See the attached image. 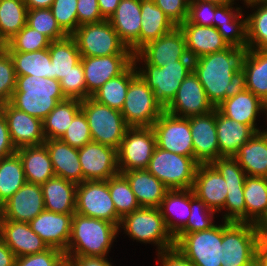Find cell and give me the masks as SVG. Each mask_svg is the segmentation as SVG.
Here are the masks:
<instances>
[{
	"label": "cell",
	"mask_w": 267,
	"mask_h": 266,
	"mask_svg": "<svg viewBox=\"0 0 267 266\" xmlns=\"http://www.w3.org/2000/svg\"><path fill=\"white\" fill-rule=\"evenodd\" d=\"M244 52L229 46L193 60V72L215 108L246 89L245 72L241 67Z\"/></svg>",
	"instance_id": "6da1fadb"
},
{
	"label": "cell",
	"mask_w": 267,
	"mask_h": 266,
	"mask_svg": "<svg viewBox=\"0 0 267 266\" xmlns=\"http://www.w3.org/2000/svg\"><path fill=\"white\" fill-rule=\"evenodd\" d=\"M118 230L109 221L74 213L65 256L105 257Z\"/></svg>",
	"instance_id": "7a4b0ae2"
},
{
	"label": "cell",
	"mask_w": 267,
	"mask_h": 266,
	"mask_svg": "<svg viewBox=\"0 0 267 266\" xmlns=\"http://www.w3.org/2000/svg\"><path fill=\"white\" fill-rule=\"evenodd\" d=\"M65 99L60 81L24 75L16 76V88L10 103L15 108L43 121L55 106Z\"/></svg>",
	"instance_id": "3957f363"
},
{
	"label": "cell",
	"mask_w": 267,
	"mask_h": 266,
	"mask_svg": "<svg viewBox=\"0 0 267 266\" xmlns=\"http://www.w3.org/2000/svg\"><path fill=\"white\" fill-rule=\"evenodd\" d=\"M263 238L261 226L224 220L221 266H256L257 250Z\"/></svg>",
	"instance_id": "277c9868"
},
{
	"label": "cell",
	"mask_w": 267,
	"mask_h": 266,
	"mask_svg": "<svg viewBox=\"0 0 267 266\" xmlns=\"http://www.w3.org/2000/svg\"><path fill=\"white\" fill-rule=\"evenodd\" d=\"M143 60L145 69L138 74L154 92L158 102L165 109L174 99L181 83L193 71V59H181L174 63L157 67L149 64L138 52L133 54V62Z\"/></svg>",
	"instance_id": "5b68a950"
},
{
	"label": "cell",
	"mask_w": 267,
	"mask_h": 266,
	"mask_svg": "<svg viewBox=\"0 0 267 266\" xmlns=\"http://www.w3.org/2000/svg\"><path fill=\"white\" fill-rule=\"evenodd\" d=\"M81 110L87 118L92 141L118 150L129 128L121 111L101 104L92 97L81 101Z\"/></svg>",
	"instance_id": "8992f818"
},
{
	"label": "cell",
	"mask_w": 267,
	"mask_h": 266,
	"mask_svg": "<svg viewBox=\"0 0 267 266\" xmlns=\"http://www.w3.org/2000/svg\"><path fill=\"white\" fill-rule=\"evenodd\" d=\"M71 36L76 41L81 57L133 55L109 20L82 24Z\"/></svg>",
	"instance_id": "52a82bcc"
},
{
	"label": "cell",
	"mask_w": 267,
	"mask_h": 266,
	"mask_svg": "<svg viewBox=\"0 0 267 266\" xmlns=\"http://www.w3.org/2000/svg\"><path fill=\"white\" fill-rule=\"evenodd\" d=\"M127 235L144 243L154 242L158 252L175 247V240L168 231L159 208L141 207L121 218Z\"/></svg>",
	"instance_id": "ba28073f"
},
{
	"label": "cell",
	"mask_w": 267,
	"mask_h": 266,
	"mask_svg": "<svg viewBox=\"0 0 267 266\" xmlns=\"http://www.w3.org/2000/svg\"><path fill=\"white\" fill-rule=\"evenodd\" d=\"M175 247L195 266H221L222 225L192 233H177Z\"/></svg>",
	"instance_id": "9c48e42d"
},
{
	"label": "cell",
	"mask_w": 267,
	"mask_h": 266,
	"mask_svg": "<svg viewBox=\"0 0 267 266\" xmlns=\"http://www.w3.org/2000/svg\"><path fill=\"white\" fill-rule=\"evenodd\" d=\"M198 163L156 147L146 170L169 189H192Z\"/></svg>",
	"instance_id": "30bf717a"
},
{
	"label": "cell",
	"mask_w": 267,
	"mask_h": 266,
	"mask_svg": "<svg viewBox=\"0 0 267 266\" xmlns=\"http://www.w3.org/2000/svg\"><path fill=\"white\" fill-rule=\"evenodd\" d=\"M165 111L154 92L138 74L129 84L121 113L129 127H152Z\"/></svg>",
	"instance_id": "8fae6325"
},
{
	"label": "cell",
	"mask_w": 267,
	"mask_h": 266,
	"mask_svg": "<svg viewBox=\"0 0 267 266\" xmlns=\"http://www.w3.org/2000/svg\"><path fill=\"white\" fill-rule=\"evenodd\" d=\"M75 213L109 221L119 227L121 217L116 213L106 181H83L77 184Z\"/></svg>",
	"instance_id": "7c38bea8"
},
{
	"label": "cell",
	"mask_w": 267,
	"mask_h": 266,
	"mask_svg": "<svg viewBox=\"0 0 267 266\" xmlns=\"http://www.w3.org/2000/svg\"><path fill=\"white\" fill-rule=\"evenodd\" d=\"M156 147L152 127H129L117 150L119 171L146 169Z\"/></svg>",
	"instance_id": "4fadbf2b"
},
{
	"label": "cell",
	"mask_w": 267,
	"mask_h": 266,
	"mask_svg": "<svg viewBox=\"0 0 267 266\" xmlns=\"http://www.w3.org/2000/svg\"><path fill=\"white\" fill-rule=\"evenodd\" d=\"M152 129L155 133L157 147L194 159L188 118L178 117L164 111L154 122Z\"/></svg>",
	"instance_id": "5bb4252c"
},
{
	"label": "cell",
	"mask_w": 267,
	"mask_h": 266,
	"mask_svg": "<svg viewBox=\"0 0 267 266\" xmlns=\"http://www.w3.org/2000/svg\"><path fill=\"white\" fill-rule=\"evenodd\" d=\"M83 181H106L120 173L117 150L91 141L78 149Z\"/></svg>",
	"instance_id": "9a60e30c"
},
{
	"label": "cell",
	"mask_w": 267,
	"mask_h": 266,
	"mask_svg": "<svg viewBox=\"0 0 267 266\" xmlns=\"http://www.w3.org/2000/svg\"><path fill=\"white\" fill-rule=\"evenodd\" d=\"M215 109L197 75L191 71L181 83L174 99L165 108V111L178 117L188 118L204 115Z\"/></svg>",
	"instance_id": "2e32d148"
},
{
	"label": "cell",
	"mask_w": 267,
	"mask_h": 266,
	"mask_svg": "<svg viewBox=\"0 0 267 266\" xmlns=\"http://www.w3.org/2000/svg\"><path fill=\"white\" fill-rule=\"evenodd\" d=\"M16 149L44 144L43 121L15 108L10 102L0 105Z\"/></svg>",
	"instance_id": "e0dca14e"
},
{
	"label": "cell",
	"mask_w": 267,
	"mask_h": 266,
	"mask_svg": "<svg viewBox=\"0 0 267 266\" xmlns=\"http://www.w3.org/2000/svg\"><path fill=\"white\" fill-rule=\"evenodd\" d=\"M194 148V160L198 164H211L220 158L216 129V109L188 117Z\"/></svg>",
	"instance_id": "ac0fdd59"
},
{
	"label": "cell",
	"mask_w": 267,
	"mask_h": 266,
	"mask_svg": "<svg viewBox=\"0 0 267 266\" xmlns=\"http://www.w3.org/2000/svg\"><path fill=\"white\" fill-rule=\"evenodd\" d=\"M1 220L29 223L45 210L41 185L26 182L2 206Z\"/></svg>",
	"instance_id": "d6986e66"
},
{
	"label": "cell",
	"mask_w": 267,
	"mask_h": 266,
	"mask_svg": "<svg viewBox=\"0 0 267 266\" xmlns=\"http://www.w3.org/2000/svg\"><path fill=\"white\" fill-rule=\"evenodd\" d=\"M138 53L157 67L174 63L181 59H192L187 52L185 36L179 26L174 27L162 37L143 46Z\"/></svg>",
	"instance_id": "ffe728a7"
},
{
	"label": "cell",
	"mask_w": 267,
	"mask_h": 266,
	"mask_svg": "<svg viewBox=\"0 0 267 266\" xmlns=\"http://www.w3.org/2000/svg\"><path fill=\"white\" fill-rule=\"evenodd\" d=\"M87 93L92 96L105 82L120 75L132 62L133 55L81 57Z\"/></svg>",
	"instance_id": "44dd1931"
},
{
	"label": "cell",
	"mask_w": 267,
	"mask_h": 266,
	"mask_svg": "<svg viewBox=\"0 0 267 266\" xmlns=\"http://www.w3.org/2000/svg\"><path fill=\"white\" fill-rule=\"evenodd\" d=\"M73 215L44 210L29 224L49 248H56L65 253L70 239Z\"/></svg>",
	"instance_id": "7402d4cb"
},
{
	"label": "cell",
	"mask_w": 267,
	"mask_h": 266,
	"mask_svg": "<svg viewBox=\"0 0 267 266\" xmlns=\"http://www.w3.org/2000/svg\"><path fill=\"white\" fill-rule=\"evenodd\" d=\"M0 239L11 249L16 258L42 253L49 249L26 222L0 220Z\"/></svg>",
	"instance_id": "603a6c76"
},
{
	"label": "cell",
	"mask_w": 267,
	"mask_h": 266,
	"mask_svg": "<svg viewBox=\"0 0 267 266\" xmlns=\"http://www.w3.org/2000/svg\"><path fill=\"white\" fill-rule=\"evenodd\" d=\"M194 195L217 212L224 209L227 184L211 164H198L192 186Z\"/></svg>",
	"instance_id": "cb8c5ba5"
},
{
	"label": "cell",
	"mask_w": 267,
	"mask_h": 266,
	"mask_svg": "<svg viewBox=\"0 0 267 266\" xmlns=\"http://www.w3.org/2000/svg\"><path fill=\"white\" fill-rule=\"evenodd\" d=\"M108 20L131 52L137 53L140 50L141 0H120Z\"/></svg>",
	"instance_id": "d4e9b609"
},
{
	"label": "cell",
	"mask_w": 267,
	"mask_h": 266,
	"mask_svg": "<svg viewBox=\"0 0 267 266\" xmlns=\"http://www.w3.org/2000/svg\"><path fill=\"white\" fill-rule=\"evenodd\" d=\"M179 27L185 36L188 55L193 60L229 47L214 26H201L185 20Z\"/></svg>",
	"instance_id": "484cf974"
},
{
	"label": "cell",
	"mask_w": 267,
	"mask_h": 266,
	"mask_svg": "<svg viewBox=\"0 0 267 266\" xmlns=\"http://www.w3.org/2000/svg\"><path fill=\"white\" fill-rule=\"evenodd\" d=\"M232 4L234 3L218 4L216 6L213 26L229 46L246 50L248 44L247 18L240 19L242 17V11L239 7L234 9L237 11L234 14Z\"/></svg>",
	"instance_id": "4316f807"
},
{
	"label": "cell",
	"mask_w": 267,
	"mask_h": 266,
	"mask_svg": "<svg viewBox=\"0 0 267 266\" xmlns=\"http://www.w3.org/2000/svg\"><path fill=\"white\" fill-rule=\"evenodd\" d=\"M46 146L55 176L76 184L83 182V171L78 157V149L60 139H47Z\"/></svg>",
	"instance_id": "83f0119b"
},
{
	"label": "cell",
	"mask_w": 267,
	"mask_h": 266,
	"mask_svg": "<svg viewBox=\"0 0 267 266\" xmlns=\"http://www.w3.org/2000/svg\"><path fill=\"white\" fill-rule=\"evenodd\" d=\"M120 173L127 178L141 207L159 208L169 188L146 169Z\"/></svg>",
	"instance_id": "f1b7e54d"
},
{
	"label": "cell",
	"mask_w": 267,
	"mask_h": 266,
	"mask_svg": "<svg viewBox=\"0 0 267 266\" xmlns=\"http://www.w3.org/2000/svg\"><path fill=\"white\" fill-rule=\"evenodd\" d=\"M216 109L231 120L249 125L256 132L261 131L256 128L255 121L257 114L263 111V101L247 89L225 99Z\"/></svg>",
	"instance_id": "f546056e"
},
{
	"label": "cell",
	"mask_w": 267,
	"mask_h": 266,
	"mask_svg": "<svg viewBox=\"0 0 267 266\" xmlns=\"http://www.w3.org/2000/svg\"><path fill=\"white\" fill-rule=\"evenodd\" d=\"M216 129L220 157H234L256 131L249 125L239 123L222 115L216 109Z\"/></svg>",
	"instance_id": "4dcf8cb0"
},
{
	"label": "cell",
	"mask_w": 267,
	"mask_h": 266,
	"mask_svg": "<svg viewBox=\"0 0 267 266\" xmlns=\"http://www.w3.org/2000/svg\"><path fill=\"white\" fill-rule=\"evenodd\" d=\"M45 210L55 213L74 214L77 184L54 176L41 185Z\"/></svg>",
	"instance_id": "1f68e13d"
},
{
	"label": "cell",
	"mask_w": 267,
	"mask_h": 266,
	"mask_svg": "<svg viewBox=\"0 0 267 266\" xmlns=\"http://www.w3.org/2000/svg\"><path fill=\"white\" fill-rule=\"evenodd\" d=\"M248 176L267 178V135L256 132L234 156Z\"/></svg>",
	"instance_id": "d6a6232c"
},
{
	"label": "cell",
	"mask_w": 267,
	"mask_h": 266,
	"mask_svg": "<svg viewBox=\"0 0 267 266\" xmlns=\"http://www.w3.org/2000/svg\"><path fill=\"white\" fill-rule=\"evenodd\" d=\"M16 153L21 158L28 183L42 185L55 176L48 150L44 144L22 147L17 149Z\"/></svg>",
	"instance_id": "836d02e7"
},
{
	"label": "cell",
	"mask_w": 267,
	"mask_h": 266,
	"mask_svg": "<svg viewBox=\"0 0 267 266\" xmlns=\"http://www.w3.org/2000/svg\"><path fill=\"white\" fill-rule=\"evenodd\" d=\"M241 67L245 72L246 89L262 101L267 99V50L246 49Z\"/></svg>",
	"instance_id": "e575fe53"
},
{
	"label": "cell",
	"mask_w": 267,
	"mask_h": 266,
	"mask_svg": "<svg viewBox=\"0 0 267 266\" xmlns=\"http://www.w3.org/2000/svg\"><path fill=\"white\" fill-rule=\"evenodd\" d=\"M243 191L246 223L262 226L267 221V178L247 175Z\"/></svg>",
	"instance_id": "d590c367"
},
{
	"label": "cell",
	"mask_w": 267,
	"mask_h": 266,
	"mask_svg": "<svg viewBox=\"0 0 267 266\" xmlns=\"http://www.w3.org/2000/svg\"><path fill=\"white\" fill-rule=\"evenodd\" d=\"M140 49L176 27L153 0H141Z\"/></svg>",
	"instance_id": "8d00e7d4"
},
{
	"label": "cell",
	"mask_w": 267,
	"mask_h": 266,
	"mask_svg": "<svg viewBox=\"0 0 267 266\" xmlns=\"http://www.w3.org/2000/svg\"><path fill=\"white\" fill-rule=\"evenodd\" d=\"M132 62L120 75L105 82L91 97L110 108L122 110L130 82L138 75ZM136 69V70H135Z\"/></svg>",
	"instance_id": "74e56055"
},
{
	"label": "cell",
	"mask_w": 267,
	"mask_h": 266,
	"mask_svg": "<svg viewBox=\"0 0 267 266\" xmlns=\"http://www.w3.org/2000/svg\"><path fill=\"white\" fill-rule=\"evenodd\" d=\"M159 209L168 231L174 237L188 222L190 216V189H169ZM168 212L180 215V224L170 219ZM182 213V214H181ZM185 220H184V219ZM183 219V220H182Z\"/></svg>",
	"instance_id": "f35d334b"
},
{
	"label": "cell",
	"mask_w": 267,
	"mask_h": 266,
	"mask_svg": "<svg viewBox=\"0 0 267 266\" xmlns=\"http://www.w3.org/2000/svg\"><path fill=\"white\" fill-rule=\"evenodd\" d=\"M48 49L52 62V79L60 81L81 61V54L72 36L51 41Z\"/></svg>",
	"instance_id": "ab89813d"
},
{
	"label": "cell",
	"mask_w": 267,
	"mask_h": 266,
	"mask_svg": "<svg viewBox=\"0 0 267 266\" xmlns=\"http://www.w3.org/2000/svg\"><path fill=\"white\" fill-rule=\"evenodd\" d=\"M8 52L13 60L16 76L52 78V62L48 48L32 52Z\"/></svg>",
	"instance_id": "60d3db41"
},
{
	"label": "cell",
	"mask_w": 267,
	"mask_h": 266,
	"mask_svg": "<svg viewBox=\"0 0 267 266\" xmlns=\"http://www.w3.org/2000/svg\"><path fill=\"white\" fill-rule=\"evenodd\" d=\"M81 110V101L66 98L60 101L43 120V133L47 139H60Z\"/></svg>",
	"instance_id": "b9f144b4"
},
{
	"label": "cell",
	"mask_w": 267,
	"mask_h": 266,
	"mask_svg": "<svg viewBox=\"0 0 267 266\" xmlns=\"http://www.w3.org/2000/svg\"><path fill=\"white\" fill-rule=\"evenodd\" d=\"M23 0H0V40L5 44L27 24Z\"/></svg>",
	"instance_id": "7bdbcfd3"
},
{
	"label": "cell",
	"mask_w": 267,
	"mask_h": 266,
	"mask_svg": "<svg viewBox=\"0 0 267 266\" xmlns=\"http://www.w3.org/2000/svg\"><path fill=\"white\" fill-rule=\"evenodd\" d=\"M26 182L23 164L17 153L0 159L1 206Z\"/></svg>",
	"instance_id": "ee69618b"
},
{
	"label": "cell",
	"mask_w": 267,
	"mask_h": 266,
	"mask_svg": "<svg viewBox=\"0 0 267 266\" xmlns=\"http://www.w3.org/2000/svg\"><path fill=\"white\" fill-rule=\"evenodd\" d=\"M247 5H258L256 12L247 17V49L267 50V0L251 1Z\"/></svg>",
	"instance_id": "f6af8a7d"
},
{
	"label": "cell",
	"mask_w": 267,
	"mask_h": 266,
	"mask_svg": "<svg viewBox=\"0 0 267 266\" xmlns=\"http://www.w3.org/2000/svg\"><path fill=\"white\" fill-rule=\"evenodd\" d=\"M108 188L116 213L121 218L141 208L127 178L122 173H118L108 179Z\"/></svg>",
	"instance_id": "bcb514c9"
},
{
	"label": "cell",
	"mask_w": 267,
	"mask_h": 266,
	"mask_svg": "<svg viewBox=\"0 0 267 266\" xmlns=\"http://www.w3.org/2000/svg\"><path fill=\"white\" fill-rule=\"evenodd\" d=\"M50 43L47 36L26 24L4 44V48L7 51L32 52L47 49Z\"/></svg>",
	"instance_id": "7dc6e473"
},
{
	"label": "cell",
	"mask_w": 267,
	"mask_h": 266,
	"mask_svg": "<svg viewBox=\"0 0 267 266\" xmlns=\"http://www.w3.org/2000/svg\"><path fill=\"white\" fill-rule=\"evenodd\" d=\"M27 24L43 33L51 41L61 40L68 36L58 25L50 8L28 10Z\"/></svg>",
	"instance_id": "c3c4849f"
},
{
	"label": "cell",
	"mask_w": 267,
	"mask_h": 266,
	"mask_svg": "<svg viewBox=\"0 0 267 266\" xmlns=\"http://www.w3.org/2000/svg\"><path fill=\"white\" fill-rule=\"evenodd\" d=\"M190 210L191 212L187 224L178 233L203 231L215 226L212 222L215 211L208 208L202 200L198 199L194 195L192 189H190Z\"/></svg>",
	"instance_id": "681fc988"
},
{
	"label": "cell",
	"mask_w": 267,
	"mask_h": 266,
	"mask_svg": "<svg viewBox=\"0 0 267 266\" xmlns=\"http://www.w3.org/2000/svg\"><path fill=\"white\" fill-rule=\"evenodd\" d=\"M50 10L60 28L71 36L78 28L77 0H54Z\"/></svg>",
	"instance_id": "f907efd6"
},
{
	"label": "cell",
	"mask_w": 267,
	"mask_h": 266,
	"mask_svg": "<svg viewBox=\"0 0 267 266\" xmlns=\"http://www.w3.org/2000/svg\"><path fill=\"white\" fill-rule=\"evenodd\" d=\"M211 165L222 175L227 184V190L244 189L246 173L234 157H220Z\"/></svg>",
	"instance_id": "816d5d0a"
},
{
	"label": "cell",
	"mask_w": 267,
	"mask_h": 266,
	"mask_svg": "<svg viewBox=\"0 0 267 266\" xmlns=\"http://www.w3.org/2000/svg\"><path fill=\"white\" fill-rule=\"evenodd\" d=\"M60 85L64 96L68 99H77L82 101L91 97L87 93L84 70L81 61L73 66V70L60 80Z\"/></svg>",
	"instance_id": "f5cc1de1"
},
{
	"label": "cell",
	"mask_w": 267,
	"mask_h": 266,
	"mask_svg": "<svg viewBox=\"0 0 267 266\" xmlns=\"http://www.w3.org/2000/svg\"><path fill=\"white\" fill-rule=\"evenodd\" d=\"M60 140L77 149L92 141L90 127L82 110L75 115Z\"/></svg>",
	"instance_id": "db71d44e"
},
{
	"label": "cell",
	"mask_w": 267,
	"mask_h": 266,
	"mask_svg": "<svg viewBox=\"0 0 267 266\" xmlns=\"http://www.w3.org/2000/svg\"><path fill=\"white\" fill-rule=\"evenodd\" d=\"M16 88L14 63L9 52L0 51V105L10 102Z\"/></svg>",
	"instance_id": "11a10c76"
},
{
	"label": "cell",
	"mask_w": 267,
	"mask_h": 266,
	"mask_svg": "<svg viewBox=\"0 0 267 266\" xmlns=\"http://www.w3.org/2000/svg\"><path fill=\"white\" fill-rule=\"evenodd\" d=\"M14 266H66V256L59 249L49 248L42 253L17 257Z\"/></svg>",
	"instance_id": "9f6ffc18"
},
{
	"label": "cell",
	"mask_w": 267,
	"mask_h": 266,
	"mask_svg": "<svg viewBox=\"0 0 267 266\" xmlns=\"http://www.w3.org/2000/svg\"><path fill=\"white\" fill-rule=\"evenodd\" d=\"M243 190H227L224 208L229 212L223 217L225 221L246 223V205Z\"/></svg>",
	"instance_id": "6f0895ef"
},
{
	"label": "cell",
	"mask_w": 267,
	"mask_h": 266,
	"mask_svg": "<svg viewBox=\"0 0 267 266\" xmlns=\"http://www.w3.org/2000/svg\"><path fill=\"white\" fill-rule=\"evenodd\" d=\"M217 5V3L208 1H190L187 21L201 26H213Z\"/></svg>",
	"instance_id": "680465c9"
},
{
	"label": "cell",
	"mask_w": 267,
	"mask_h": 266,
	"mask_svg": "<svg viewBox=\"0 0 267 266\" xmlns=\"http://www.w3.org/2000/svg\"><path fill=\"white\" fill-rule=\"evenodd\" d=\"M175 26L187 20L190 0H153Z\"/></svg>",
	"instance_id": "91938a15"
},
{
	"label": "cell",
	"mask_w": 267,
	"mask_h": 266,
	"mask_svg": "<svg viewBox=\"0 0 267 266\" xmlns=\"http://www.w3.org/2000/svg\"><path fill=\"white\" fill-rule=\"evenodd\" d=\"M78 27L86 23L105 20L99 10L97 0H77Z\"/></svg>",
	"instance_id": "94428289"
},
{
	"label": "cell",
	"mask_w": 267,
	"mask_h": 266,
	"mask_svg": "<svg viewBox=\"0 0 267 266\" xmlns=\"http://www.w3.org/2000/svg\"><path fill=\"white\" fill-rule=\"evenodd\" d=\"M162 266H195L176 247L158 252ZM162 260V261H161Z\"/></svg>",
	"instance_id": "6125c7cd"
},
{
	"label": "cell",
	"mask_w": 267,
	"mask_h": 266,
	"mask_svg": "<svg viewBox=\"0 0 267 266\" xmlns=\"http://www.w3.org/2000/svg\"><path fill=\"white\" fill-rule=\"evenodd\" d=\"M16 151L9 134L6 118L0 111V159L13 155Z\"/></svg>",
	"instance_id": "be15d7a7"
},
{
	"label": "cell",
	"mask_w": 267,
	"mask_h": 266,
	"mask_svg": "<svg viewBox=\"0 0 267 266\" xmlns=\"http://www.w3.org/2000/svg\"><path fill=\"white\" fill-rule=\"evenodd\" d=\"M105 257L66 256V266H112Z\"/></svg>",
	"instance_id": "e7e4bbea"
},
{
	"label": "cell",
	"mask_w": 267,
	"mask_h": 266,
	"mask_svg": "<svg viewBox=\"0 0 267 266\" xmlns=\"http://www.w3.org/2000/svg\"><path fill=\"white\" fill-rule=\"evenodd\" d=\"M100 13L105 20H108L116 11L120 0H97Z\"/></svg>",
	"instance_id": "03108f58"
},
{
	"label": "cell",
	"mask_w": 267,
	"mask_h": 266,
	"mask_svg": "<svg viewBox=\"0 0 267 266\" xmlns=\"http://www.w3.org/2000/svg\"><path fill=\"white\" fill-rule=\"evenodd\" d=\"M15 255L11 249L0 239V266H14Z\"/></svg>",
	"instance_id": "003e7915"
},
{
	"label": "cell",
	"mask_w": 267,
	"mask_h": 266,
	"mask_svg": "<svg viewBox=\"0 0 267 266\" xmlns=\"http://www.w3.org/2000/svg\"><path fill=\"white\" fill-rule=\"evenodd\" d=\"M256 266H267V238H263L257 250Z\"/></svg>",
	"instance_id": "a7ac6f4b"
},
{
	"label": "cell",
	"mask_w": 267,
	"mask_h": 266,
	"mask_svg": "<svg viewBox=\"0 0 267 266\" xmlns=\"http://www.w3.org/2000/svg\"><path fill=\"white\" fill-rule=\"evenodd\" d=\"M28 10L50 8L54 0H23Z\"/></svg>",
	"instance_id": "89a4df30"
},
{
	"label": "cell",
	"mask_w": 267,
	"mask_h": 266,
	"mask_svg": "<svg viewBox=\"0 0 267 266\" xmlns=\"http://www.w3.org/2000/svg\"><path fill=\"white\" fill-rule=\"evenodd\" d=\"M190 1H208L217 4H226V3H233L234 0H190Z\"/></svg>",
	"instance_id": "2644e50d"
},
{
	"label": "cell",
	"mask_w": 267,
	"mask_h": 266,
	"mask_svg": "<svg viewBox=\"0 0 267 266\" xmlns=\"http://www.w3.org/2000/svg\"><path fill=\"white\" fill-rule=\"evenodd\" d=\"M261 229L263 231V236L267 238V221L261 226Z\"/></svg>",
	"instance_id": "8c879c8a"
},
{
	"label": "cell",
	"mask_w": 267,
	"mask_h": 266,
	"mask_svg": "<svg viewBox=\"0 0 267 266\" xmlns=\"http://www.w3.org/2000/svg\"><path fill=\"white\" fill-rule=\"evenodd\" d=\"M263 112H267V99L263 101ZM267 115V113H266Z\"/></svg>",
	"instance_id": "753ad0ef"
},
{
	"label": "cell",
	"mask_w": 267,
	"mask_h": 266,
	"mask_svg": "<svg viewBox=\"0 0 267 266\" xmlns=\"http://www.w3.org/2000/svg\"><path fill=\"white\" fill-rule=\"evenodd\" d=\"M4 48V43L0 40V51Z\"/></svg>",
	"instance_id": "34e18365"
},
{
	"label": "cell",
	"mask_w": 267,
	"mask_h": 266,
	"mask_svg": "<svg viewBox=\"0 0 267 266\" xmlns=\"http://www.w3.org/2000/svg\"><path fill=\"white\" fill-rule=\"evenodd\" d=\"M1 217H2V210H1V205H0V220H1Z\"/></svg>",
	"instance_id": "11e5206c"
},
{
	"label": "cell",
	"mask_w": 267,
	"mask_h": 266,
	"mask_svg": "<svg viewBox=\"0 0 267 266\" xmlns=\"http://www.w3.org/2000/svg\"><path fill=\"white\" fill-rule=\"evenodd\" d=\"M251 1H256V0H244L245 3L251 2Z\"/></svg>",
	"instance_id": "2a66077c"
}]
</instances>
